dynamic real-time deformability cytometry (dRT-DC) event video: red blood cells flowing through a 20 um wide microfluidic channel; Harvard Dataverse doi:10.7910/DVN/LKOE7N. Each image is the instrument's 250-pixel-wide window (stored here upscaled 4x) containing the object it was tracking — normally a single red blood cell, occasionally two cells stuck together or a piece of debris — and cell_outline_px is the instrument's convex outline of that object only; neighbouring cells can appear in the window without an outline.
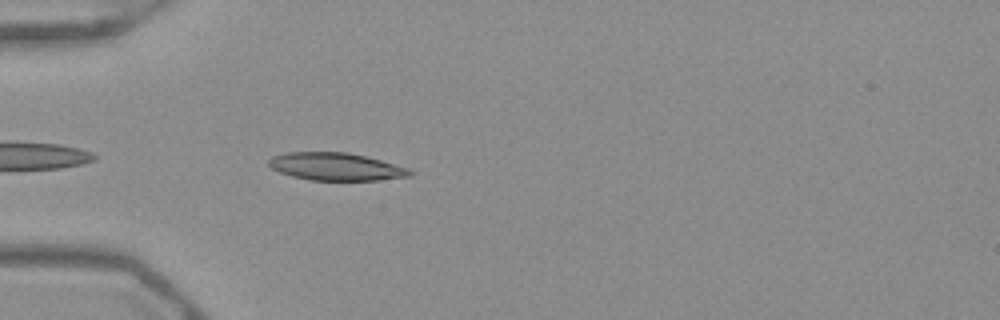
{"species": "Egyptian fruit bat (a non-hibernating species)", "species_latin": "Rousettus aegyptiacus", "temperature_condition": "warm", "stored_images_in_passage": 36, "camera_frame_rate_fps": 3000, "um_per_image_px": 0.085, "frame": {"image": 1, "passage_image": 2, "time_ms": 0.333, "image_size_px": [1000, 320], "cell_outline_px": [[416, 172], [412, 176], [376, 180], [308, 180], [292, 176], [280, 172], [272, 168], [268, 164], [268, 160], [272, 156], [288, 152], [348, 152], [380, 160], [408, 168]], "centroid_in_image_um": [28.56, 14.16], "position_along_channel_um": 56.4, "area_um2": 22.72}}
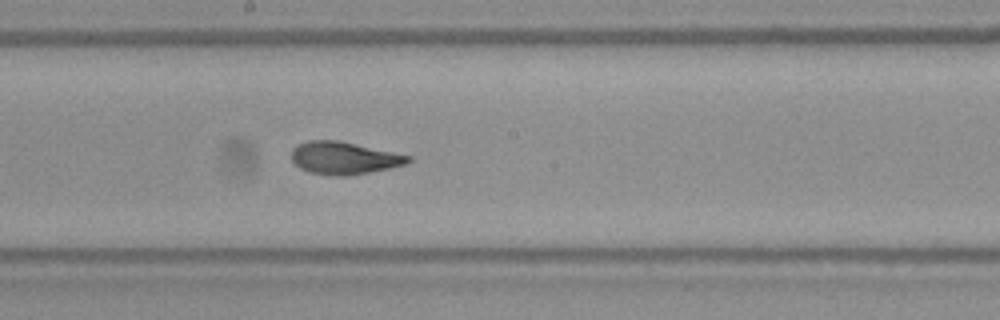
{"frame": {"image": 2, "passage_image": 15, "time_ms": 4.667, "image_size_px": [1000, 320], "cell_outline_px": [[412, 160], [404, 164], [388, 168], [348, 176], [336, 176], [308, 172], [300, 168], [292, 160], [292, 148], [296, 144], [308, 140], [340, 140], [412, 156]], "centroid_in_image_um": [29.21, 13.42], "position_along_channel_um": 219.0, "area_um2": 22.14}}
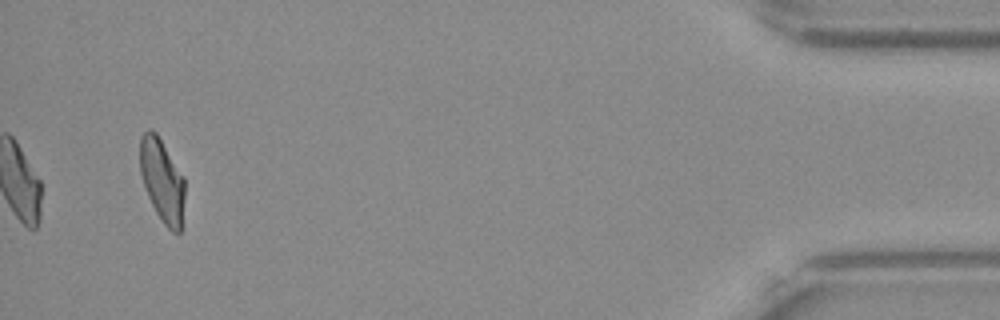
{"frame": {"image": 3, "passage_image": 36, "time_ms": 11.667, "image_size_px": [1000, 320], "cell_outline_px": [[184, 200], [180, 232], [172, 232], [164, 224], [156, 212], [148, 196], [140, 172], [140, 136], [148, 128], [152, 128], [156, 132], [184, 176]], "centroid_in_image_um": [13.77, 15.3], "position_along_channel_um": 421.4, "area_um2": 21.62}, "authors_computed_cell_mechanics": {"area_um2": 22.1952, "velocity_mm_per_s": 3.9265, "shape_relaxation_time_tau1_ms": 4.8399, "shape_relaxation_time_tau2_ms": 0.9302, "deformation_change_tau1": 0.185, "deformation_change_tau2": 0.0616}}